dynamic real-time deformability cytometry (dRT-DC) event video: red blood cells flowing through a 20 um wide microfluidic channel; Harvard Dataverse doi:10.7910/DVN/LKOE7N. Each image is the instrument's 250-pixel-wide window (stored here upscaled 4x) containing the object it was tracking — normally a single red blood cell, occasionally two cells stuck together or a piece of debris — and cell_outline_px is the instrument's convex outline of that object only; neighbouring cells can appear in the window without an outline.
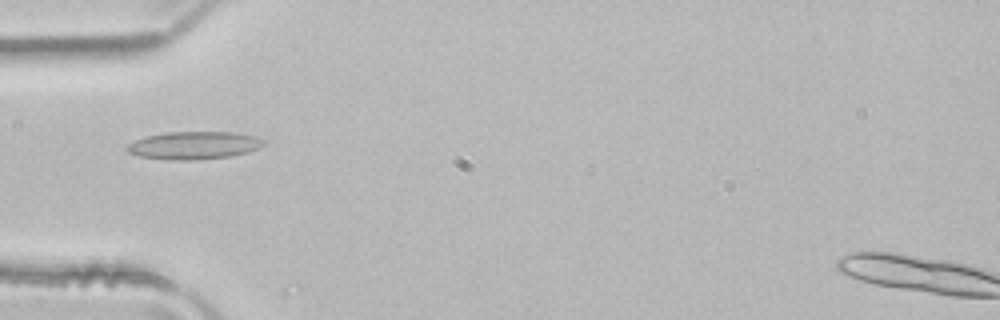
{"species": "common noctule bat (a hibernating species)", "species_latin": "Nyctalus noctula", "temperature_condition": "room temperature", "stored_images_in_passage": 25, "camera_frame_rate_fps": 3000, "um_per_image_px": 0.085, "animal": {"sex": "male", "body_mass_g": 21.5, "forearm_length_mm": 52.0}, "frame": {"image": 1, "passage_image": 16, "time_ms": 5.0, "image_size_px": [1000, 320], "cell_outline_px": [[268, 140], [260, 148], [248, 152], [228, 156], [192, 160], [164, 160], [140, 156], [128, 152], [124, 148], [128, 144], [144, 136], [164, 132], [236, 132], [256, 136]], "centroid_in_image_um": [16.49, 12.35], "position_along_channel_um": 68.5, "area_um2": 22.37}}
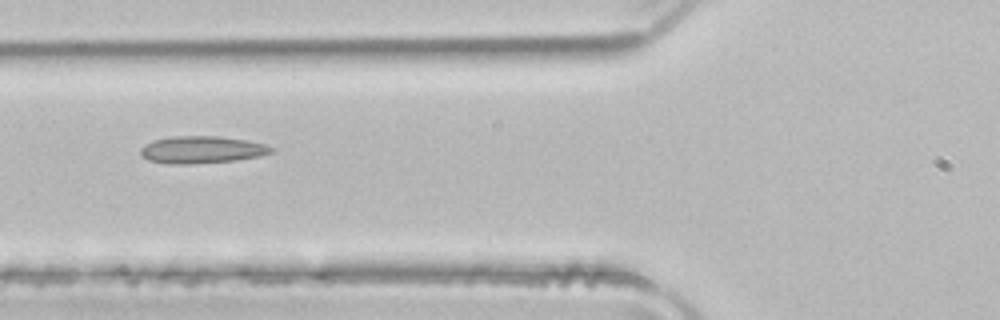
{"frame": {"image": 2, "passage_image": 19, "time_ms": 6.0, "image_size_px": [1000, 320], "cell_outline_px": [[276, 152], [260, 156], [236, 160], [192, 164], [168, 164], [148, 160], [140, 156], [140, 148], [144, 144], [152, 140], [172, 136], [220, 136], [248, 140], [264, 144], [276, 148]], "centroid_in_image_um": [17.16, 12.72], "position_along_channel_um": 108.6, "area_um2": 21.15}}
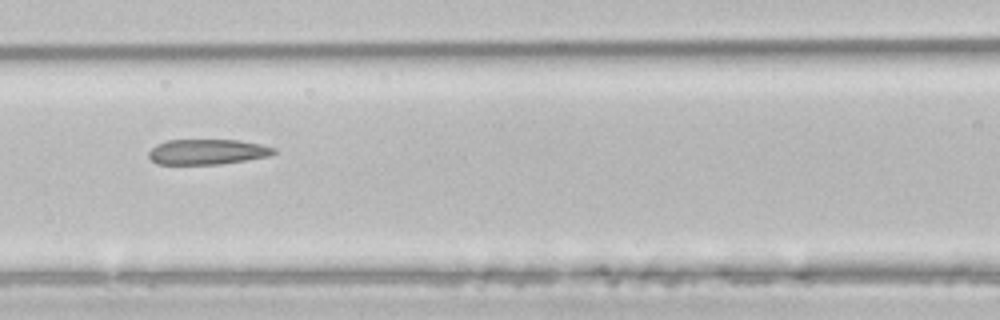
{"frame": {"image": 3, "passage_image": 22, "time_ms": 7.0, "image_size_px": [1000, 320], "cell_outline_px": [[276, 152], [268, 156], [220, 164], [156, 164], [148, 156], [148, 152], [156, 144], [168, 140], [236, 140], [260, 144], [276, 148]], "centroid_in_image_um": [17.59, 12.9], "position_along_channel_um": 149.0, "area_um2": 18.32}}